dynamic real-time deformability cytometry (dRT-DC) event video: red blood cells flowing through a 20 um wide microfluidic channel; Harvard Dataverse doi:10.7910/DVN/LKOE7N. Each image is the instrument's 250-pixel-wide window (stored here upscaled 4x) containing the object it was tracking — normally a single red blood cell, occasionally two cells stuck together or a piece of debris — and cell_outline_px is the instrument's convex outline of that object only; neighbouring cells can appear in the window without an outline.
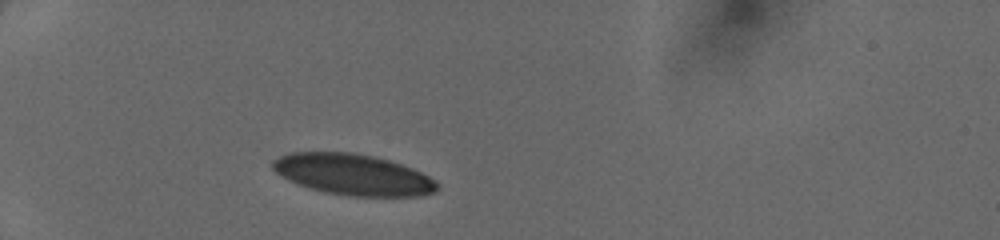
{"species": "human", "species_latin": "Homo sapiens", "temperature_condition": "cold", "stored_images_in_passage": 30, "camera_frame_rate_fps": 3000, "um_per_image_px": 0.085, "donor": {"sex": "female"}, "frame": {"image": 1, "passage_image": 1, "time_ms": 0.0, "image_size_px": [1000, 240], "cell_outline_px": [[440, 188], [436, 192], [420, 196], [348, 196], [324, 192], [288, 180], [276, 172], [272, 168], [272, 160], [288, 152], [356, 152], [388, 160], [412, 168], [428, 176], [440, 184]], "centroid_in_image_um": [30.02, 14.84], "position_along_channel_um": 55.0, "area_um2": 39.36}}
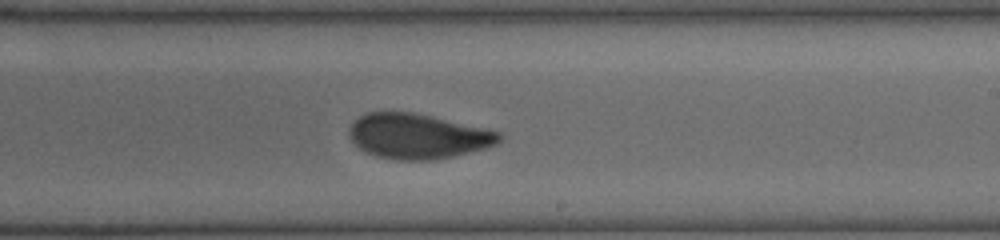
{"frame": {"image": 2, "passage_image": 17, "time_ms": 5.333, "image_size_px": [1000, 240], "cell_outline_px": [[504, 136], [496, 144], [488, 148], [436, 160], [396, 160], [376, 156], [360, 148], [348, 136], [348, 128], [360, 116], [368, 112], [412, 112], [432, 116], [484, 128], [500, 132]], "centroid_in_image_um": [35.53, 11.58], "position_along_channel_um": 253.5, "area_um2": 39.36}}
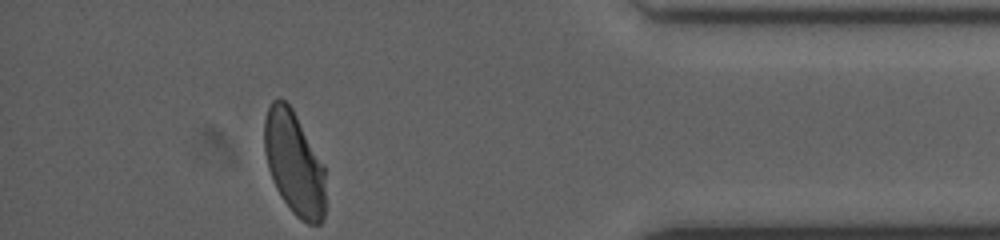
{"frame": {"image": 3, "passage_image": 30, "time_ms": 9.667, "image_size_px": [1000, 240], "cell_outline_px": [[324, 216], [320, 224], [308, 224], [300, 220], [292, 212], [280, 196], [272, 180], [268, 168], [264, 152], [264, 120], [268, 108], [272, 100], [280, 96], [292, 108], [324, 164]], "centroid_in_image_um": [24.98, 13.86], "position_along_channel_um": 410.2, "area_um2": 37.05}}